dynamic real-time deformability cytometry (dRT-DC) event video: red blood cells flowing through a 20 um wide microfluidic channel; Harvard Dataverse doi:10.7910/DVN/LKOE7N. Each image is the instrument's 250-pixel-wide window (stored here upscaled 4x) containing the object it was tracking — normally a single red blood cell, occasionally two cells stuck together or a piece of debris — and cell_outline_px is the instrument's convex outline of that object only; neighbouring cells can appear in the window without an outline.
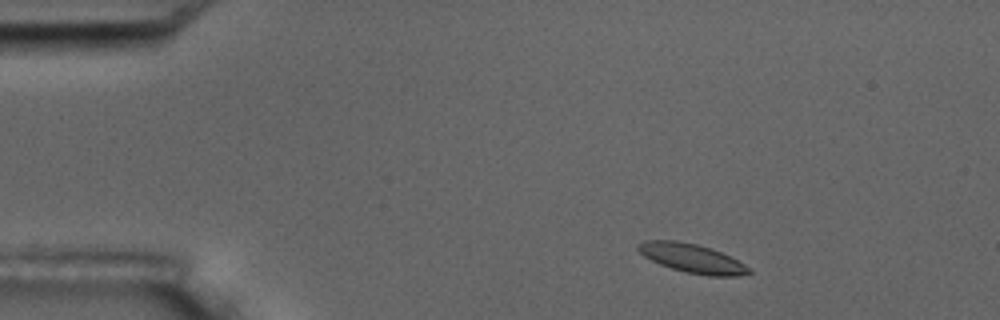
{"species": "common noctule bat (a hibernating species)", "species_latin": "Nyctalus noctula", "temperature_condition": "room temperature", "stored_images_in_passage": 3, "camera_frame_rate_fps": 3000, "um_per_image_px": 0.085, "animal": {"sex": "male", "body_mass_g": 17.5, "forearm_length_mm": 52.3}, "frame": {"image": 1, "passage_image": 1, "time_ms": 0.0, "image_size_px": [1000, 320], "cell_outline_px": [[752, 272], [740, 276], [708, 276], [688, 272], [672, 268], [660, 264], [644, 256], [636, 248], [636, 244], [648, 240], [676, 240], [696, 244], [720, 252], [752, 268]], "centroid_in_image_um": [58.82, 21.96], "position_along_channel_um": 26.2, "area_um2": 18.44}}